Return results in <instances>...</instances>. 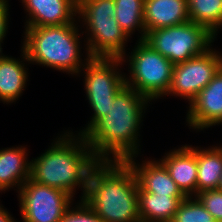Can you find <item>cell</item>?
I'll return each mask as SVG.
<instances>
[{
	"mask_svg": "<svg viewBox=\"0 0 222 222\" xmlns=\"http://www.w3.org/2000/svg\"><path fill=\"white\" fill-rule=\"evenodd\" d=\"M115 14L114 0H78L77 19L79 23L82 21L83 28L85 25L87 41L84 47L91 58L126 55L129 37L115 20Z\"/></svg>",
	"mask_w": 222,
	"mask_h": 222,
	"instance_id": "5",
	"label": "cell"
},
{
	"mask_svg": "<svg viewBox=\"0 0 222 222\" xmlns=\"http://www.w3.org/2000/svg\"><path fill=\"white\" fill-rule=\"evenodd\" d=\"M186 195H155L138 185V211L141 222H171Z\"/></svg>",
	"mask_w": 222,
	"mask_h": 222,
	"instance_id": "18",
	"label": "cell"
},
{
	"mask_svg": "<svg viewBox=\"0 0 222 222\" xmlns=\"http://www.w3.org/2000/svg\"><path fill=\"white\" fill-rule=\"evenodd\" d=\"M129 54L121 57L123 63L126 60V63L129 62L130 75L128 78L125 74L126 85L150 101L166 97L171 84L174 64L144 40H138Z\"/></svg>",
	"mask_w": 222,
	"mask_h": 222,
	"instance_id": "6",
	"label": "cell"
},
{
	"mask_svg": "<svg viewBox=\"0 0 222 222\" xmlns=\"http://www.w3.org/2000/svg\"><path fill=\"white\" fill-rule=\"evenodd\" d=\"M9 0H0V53L2 52V44L4 38L7 35L8 27H9Z\"/></svg>",
	"mask_w": 222,
	"mask_h": 222,
	"instance_id": "25",
	"label": "cell"
},
{
	"mask_svg": "<svg viewBox=\"0 0 222 222\" xmlns=\"http://www.w3.org/2000/svg\"><path fill=\"white\" fill-rule=\"evenodd\" d=\"M136 156L126 162L135 172L138 185L155 195H185L169 175L166 167L159 160H144L136 163Z\"/></svg>",
	"mask_w": 222,
	"mask_h": 222,
	"instance_id": "14",
	"label": "cell"
},
{
	"mask_svg": "<svg viewBox=\"0 0 222 222\" xmlns=\"http://www.w3.org/2000/svg\"><path fill=\"white\" fill-rule=\"evenodd\" d=\"M171 222H217L195 197H186Z\"/></svg>",
	"mask_w": 222,
	"mask_h": 222,
	"instance_id": "22",
	"label": "cell"
},
{
	"mask_svg": "<svg viewBox=\"0 0 222 222\" xmlns=\"http://www.w3.org/2000/svg\"><path fill=\"white\" fill-rule=\"evenodd\" d=\"M148 102L151 104L145 96L127 85L116 94L108 114L83 134L99 161H126L139 155V130Z\"/></svg>",
	"mask_w": 222,
	"mask_h": 222,
	"instance_id": "1",
	"label": "cell"
},
{
	"mask_svg": "<svg viewBox=\"0 0 222 222\" xmlns=\"http://www.w3.org/2000/svg\"><path fill=\"white\" fill-rule=\"evenodd\" d=\"M78 204L69 207L60 222H103L84 200Z\"/></svg>",
	"mask_w": 222,
	"mask_h": 222,
	"instance_id": "24",
	"label": "cell"
},
{
	"mask_svg": "<svg viewBox=\"0 0 222 222\" xmlns=\"http://www.w3.org/2000/svg\"><path fill=\"white\" fill-rule=\"evenodd\" d=\"M18 199L23 222H60L74 201L69 193L31 178L21 186Z\"/></svg>",
	"mask_w": 222,
	"mask_h": 222,
	"instance_id": "9",
	"label": "cell"
},
{
	"mask_svg": "<svg viewBox=\"0 0 222 222\" xmlns=\"http://www.w3.org/2000/svg\"><path fill=\"white\" fill-rule=\"evenodd\" d=\"M27 15L24 28L71 24L77 18L78 0H21Z\"/></svg>",
	"mask_w": 222,
	"mask_h": 222,
	"instance_id": "12",
	"label": "cell"
},
{
	"mask_svg": "<svg viewBox=\"0 0 222 222\" xmlns=\"http://www.w3.org/2000/svg\"><path fill=\"white\" fill-rule=\"evenodd\" d=\"M197 193L217 189L222 176V146H196Z\"/></svg>",
	"mask_w": 222,
	"mask_h": 222,
	"instance_id": "19",
	"label": "cell"
},
{
	"mask_svg": "<svg viewBox=\"0 0 222 222\" xmlns=\"http://www.w3.org/2000/svg\"><path fill=\"white\" fill-rule=\"evenodd\" d=\"M190 21L188 0H145L144 25L146 34L159 28Z\"/></svg>",
	"mask_w": 222,
	"mask_h": 222,
	"instance_id": "15",
	"label": "cell"
},
{
	"mask_svg": "<svg viewBox=\"0 0 222 222\" xmlns=\"http://www.w3.org/2000/svg\"><path fill=\"white\" fill-rule=\"evenodd\" d=\"M217 189L222 191V176H221L220 183Z\"/></svg>",
	"mask_w": 222,
	"mask_h": 222,
	"instance_id": "27",
	"label": "cell"
},
{
	"mask_svg": "<svg viewBox=\"0 0 222 222\" xmlns=\"http://www.w3.org/2000/svg\"><path fill=\"white\" fill-rule=\"evenodd\" d=\"M73 134L65 131L44 153L31 159L30 178L36 183L63 190L72 197L79 187L83 200L90 172L99 160L83 135Z\"/></svg>",
	"mask_w": 222,
	"mask_h": 222,
	"instance_id": "2",
	"label": "cell"
},
{
	"mask_svg": "<svg viewBox=\"0 0 222 222\" xmlns=\"http://www.w3.org/2000/svg\"><path fill=\"white\" fill-rule=\"evenodd\" d=\"M79 20L71 24L58 26H41L25 28L22 49L31 64L46 66L57 71L78 76L81 68L91 58L86 52V57L81 59ZM84 61V62H83Z\"/></svg>",
	"mask_w": 222,
	"mask_h": 222,
	"instance_id": "4",
	"label": "cell"
},
{
	"mask_svg": "<svg viewBox=\"0 0 222 222\" xmlns=\"http://www.w3.org/2000/svg\"><path fill=\"white\" fill-rule=\"evenodd\" d=\"M83 200L103 222H141L138 182L126 161H99L90 172Z\"/></svg>",
	"mask_w": 222,
	"mask_h": 222,
	"instance_id": "3",
	"label": "cell"
},
{
	"mask_svg": "<svg viewBox=\"0 0 222 222\" xmlns=\"http://www.w3.org/2000/svg\"><path fill=\"white\" fill-rule=\"evenodd\" d=\"M191 22L206 27L214 36L222 27V0H188Z\"/></svg>",
	"mask_w": 222,
	"mask_h": 222,
	"instance_id": "21",
	"label": "cell"
},
{
	"mask_svg": "<svg viewBox=\"0 0 222 222\" xmlns=\"http://www.w3.org/2000/svg\"><path fill=\"white\" fill-rule=\"evenodd\" d=\"M167 169L173 181L187 196L197 194V162L196 148L183 145L167 152L159 160Z\"/></svg>",
	"mask_w": 222,
	"mask_h": 222,
	"instance_id": "13",
	"label": "cell"
},
{
	"mask_svg": "<svg viewBox=\"0 0 222 222\" xmlns=\"http://www.w3.org/2000/svg\"><path fill=\"white\" fill-rule=\"evenodd\" d=\"M195 197L217 222H222V191L218 189L199 192Z\"/></svg>",
	"mask_w": 222,
	"mask_h": 222,
	"instance_id": "23",
	"label": "cell"
},
{
	"mask_svg": "<svg viewBox=\"0 0 222 222\" xmlns=\"http://www.w3.org/2000/svg\"><path fill=\"white\" fill-rule=\"evenodd\" d=\"M21 59L0 53V101L11 104L22 95L28 81L27 55L21 48ZM27 69V70H26Z\"/></svg>",
	"mask_w": 222,
	"mask_h": 222,
	"instance_id": "16",
	"label": "cell"
},
{
	"mask_svg": "<svg viewBox=\"0 0 222 222\" xmlns=\"http://www.w3.org/2000/svg\"><path fill=\"white\" fill-rule=\"evenodd\" d=\"M222 68V54L214 48L185 62L174 64L166 96H178L190 103Z\"/></svg>",
	"mask_w": 222,
	"mask_h": 222,
	"instance_id": "10",
	"label": "cell"
},
{
	"mask_svg": "<svg viewBox=\"0 0 222 222\" xmlns=\"http://www.w3.org/2000/svg\"><path fill=\"white\" fill-rule=\"evenodd\" d=\"M216 39L206 27L186 23L149 31L144 41L173 64L205 53Z\"/></svg>",
	"mask_w": 222,
	"mask_h": 222,
	"instance_id": "8",
	"label": "cell"
},
{
	"mask_svg": "<svg viewBox=\"0 0 222 222\" xmlns=\"http://www.w3.org/2000/svg\"><path fill=\"white\" fill-rule=\"evenodd\" d=\"M0 222H17L12 215L4 209V206L0 204Z\"/></svg>",
	"mask_w": 222,
	"mask_h": 222,
	"instance_id": "26",
	"label": "cell"
},
{
	"mask_svg": "<svg viewBox=\"0 0 222 222\" xmlns=\"http://www.w3.org/2000/svg\"><path fill=\"white\" fill-rule=\"evenodd\" d=\"M115 20L129 37L137 31L140 36L138 40H144L146 30L144 25V3L145 0H114ZM140 37V38H139Z\"/></svg>",
	"mask_w": 222,
	"mask_h": 222,
	"instance_id": "20",
	"label": "cell"
},
{
	"mask_svg": "<svg viewBox=\"0 0 222 222\" xmlns=\"http://www.w3.org/2000/svg\"><path fill=\"white\" fill-rule=\"evenodd\" d=\"M188 108L186 122L189 129L198 132L222 124V68Z\"/></svg>",
	"mask_w": 222,
	"mask_h": 222,
	"instance_id": "11",
	"label": "cell"
},
{
	"mask_svg": "<svg viewBox=\"0 0 222 222\" xmlns=\"http://www.w3.org/2000/svg\"><path fill=\"white\" fill-rule=\"evenodd\" d=\"M26 146H17L0 149V192L17 188L30 178L31 161L27 160L28 152Z\"/></svg>",
	"mask_w": 222,
	"mask_h": 222,
	"instance_id": "17",
	"label": "cell"
},
{
	"mask_svg": "<svg viewBox=\"0 0 222 222\" xmlns=\"http://www.w3.org/2000/svg\"><path fill=\"white\" fill-rule=\"evenodd\" d=\"M121 65V58H90L80 70L79 74L84 72L86 98L93 114L86 127L77 134L83 135L98 119L108 114L116 94L126 85L125 75L119 69Z\"/></svg>",
	"mask_w": 222,
	"mask_h": 222,
	"instance_id": "7",
	"label": "cell"
}]
</instances>
